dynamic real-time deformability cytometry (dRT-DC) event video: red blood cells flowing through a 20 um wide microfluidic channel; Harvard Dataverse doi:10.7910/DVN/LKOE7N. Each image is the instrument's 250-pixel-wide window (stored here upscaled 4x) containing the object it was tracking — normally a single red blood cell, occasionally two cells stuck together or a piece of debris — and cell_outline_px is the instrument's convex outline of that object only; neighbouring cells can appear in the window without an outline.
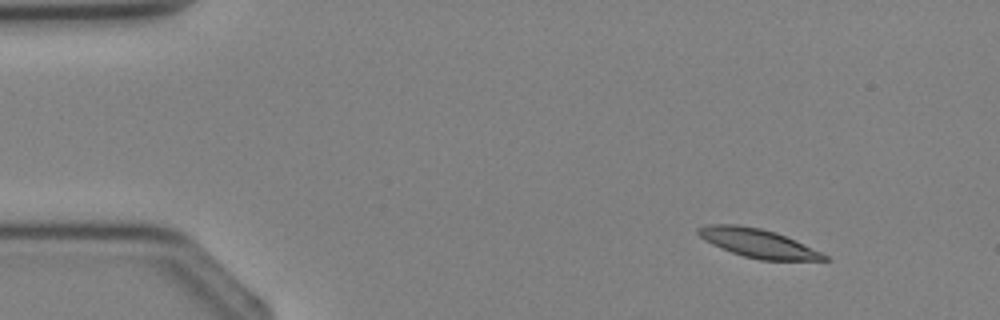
{"species": "Egyptian fruit bat (a non-hibernating species)", "species_latin": "Rousettus aegyptiacus", "temperature_condition": "cold", "stored_images_in_passage": 3, "segment_of_instrument_passage": [1, 2], "camera_frame_rate_fps": 3000, "um_per_image_px": 0.085, "animal": {"sex": "female"}, "frame": {"image": 1, "passage_image": 1, "time_ms": 0.0, "image_size_px": [1000, 320], "cell_outline_px": [[828, 260], [760, 260], [744, 256], [732, 252], [712, 244], [704, 240], [696, 232], [696, 228], [708, 224], [736, 224], [760, 228], [776, 232], [820, 252], [828, 256]], "centroid_in_image_um": [64.37, 20.66], "position_along_channel_um": 20.6, "area_um2": 20.75}}